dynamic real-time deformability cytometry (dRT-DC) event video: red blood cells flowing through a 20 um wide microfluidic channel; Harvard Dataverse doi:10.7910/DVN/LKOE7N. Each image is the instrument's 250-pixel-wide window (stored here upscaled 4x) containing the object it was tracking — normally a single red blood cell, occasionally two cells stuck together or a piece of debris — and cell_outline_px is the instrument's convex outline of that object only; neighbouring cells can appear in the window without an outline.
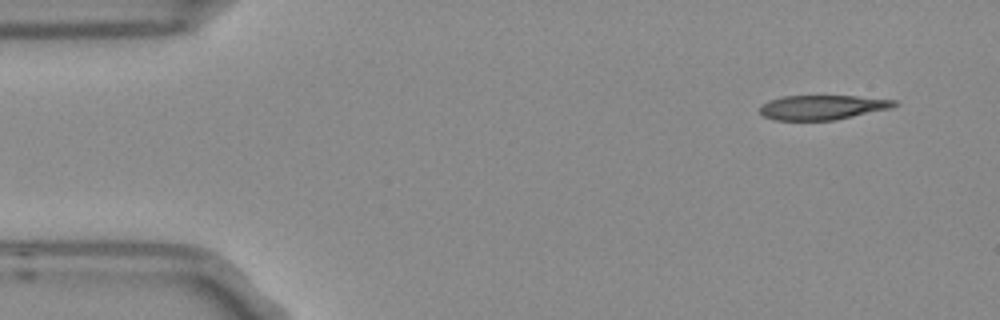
{"species": "Egyptian fruit bat (a non-hibernating species)", "species_latin": "Rousettus aegyptiacus", "temperature_condition": "room temperature", "stored_images_in_passage": 3, "camera_frame_rate_fps": 3000, "um_per_image_px": 0.085, "frame": {"image": 1, "passage_image": 1, "time_ms": 0.0, "image_size_px": [1000, 320], "cell_outline_px": [[900, 104], [892, 108], [836, 120], [772, 120], [764, 116], [760, 112], [760, 104], [768, 100], [780, 96], [856, 96], [896, 100]], "centroid_in_image_um": [69.9, 9.12], "position_along_channel_um": 15.1, "area_um2": 19.48}}
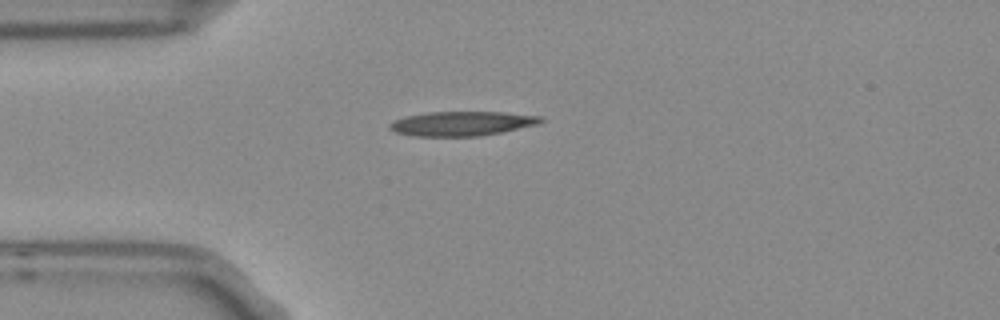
{"frame": {"image": 2, "passage_image": 3, "time_ms": 0.667, "image_size_px": [1000, 320], "cell_outline_px": [[544, 120], [540, 124], [480, 136], [412, 136], [396, 132], [388, 128], [388, 124], [404, 116], [428, 112], [504, 112], [540, 116]], "centroid_in_image_um": [39.25, 10.5], "position_along_channel_um": 45.8, "area_um2": 21.5}}